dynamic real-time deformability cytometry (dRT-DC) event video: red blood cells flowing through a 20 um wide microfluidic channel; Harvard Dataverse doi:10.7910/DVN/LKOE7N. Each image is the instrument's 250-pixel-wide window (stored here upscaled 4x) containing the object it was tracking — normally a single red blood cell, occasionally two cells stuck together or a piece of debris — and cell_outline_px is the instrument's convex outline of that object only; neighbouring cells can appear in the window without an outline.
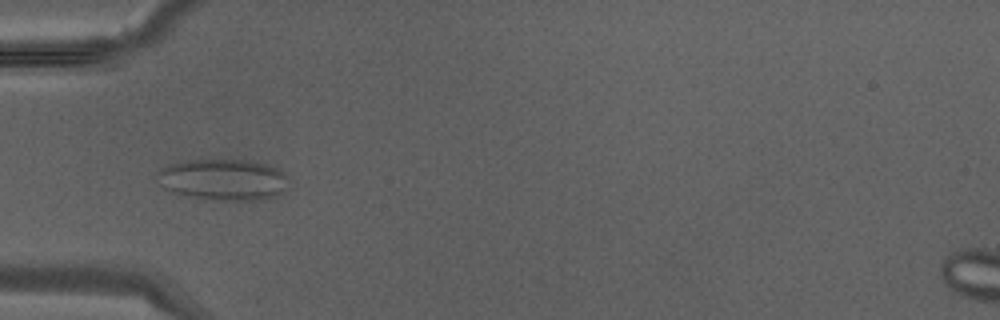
{"species": "Egyptian fruit bat (a non-hibernating species)", "species_latin": "Rousettus aegyptiacus", "temperature_condition": "warm", "stored_images_in_passage": 33, "camera_frame_rate_fps": 3000, "um_per_image_px": 0.085, "animal": {"sex": "male"}, "frame": {"image": 1, "passage_image": 10, "time_ms": 3.0, "image_size_px": [1000, 320], "cell_outline_px": [[288, 188], [280, 196], [264, 200], [200, 200], [172, 192], [164, 188], [156, 180], [156, 176], [168, 164], [180, 160], [252, 160], [276, 168], [284, 172], [288, 176]], "centroid_in_image_um": [19.0, 15.29], "position_along_channel_um": 66.0, "area_um2": 32.43}}
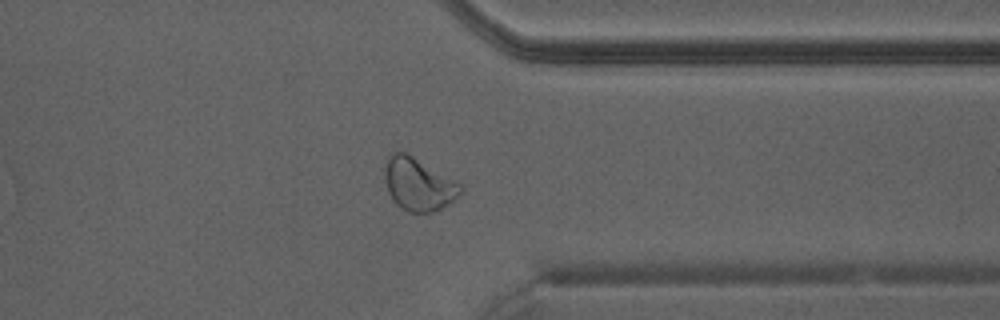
{"frame": {"image": 2, "passage_image": 28, "time_ms": 9.0, "image_size_px": [1000, 320], "cell_outline_px": [[464, 192], [452, 204], [432, 212], [408, 212], [396, 204], [392, 200], [388, 192], [384, 176], [384, 168], [388, 156], [392, 152], [408, 152], [464, 184]], "centroid_in_image_um": [35.63, 15.65], "position_along_channel_um": 375.8, "area_um2": 24.16}}